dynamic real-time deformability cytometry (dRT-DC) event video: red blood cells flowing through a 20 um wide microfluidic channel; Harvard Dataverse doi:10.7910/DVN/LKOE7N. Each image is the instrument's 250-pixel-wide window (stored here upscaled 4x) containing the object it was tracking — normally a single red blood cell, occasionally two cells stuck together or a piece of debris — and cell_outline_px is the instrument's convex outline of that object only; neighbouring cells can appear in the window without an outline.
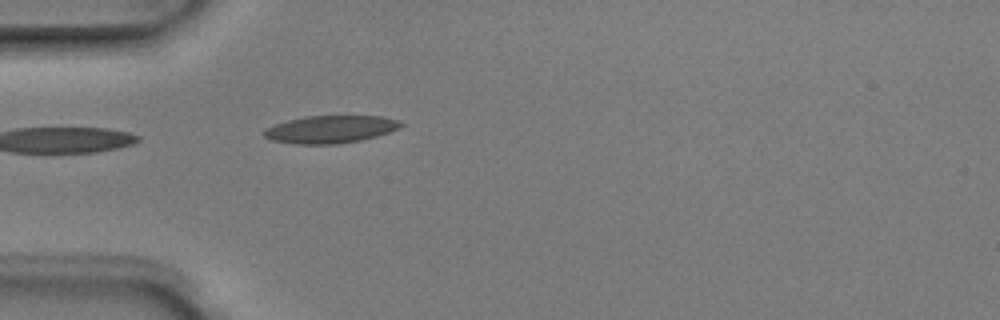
{"species": "Egyptian fruit bat (a non-hibernating species)", "species_latin": "Rousettus aegyptiacus", "temperature_condition": "room temperature", "stored_images_in_passage": 5, "camera_frame_rate_fps": 3000, "um_per_image_px": 0.085, "animal": {"sex": "male"}, "frame": {"image": 1, "passage_image": 5, "time_ms": 1.333, "image_size_px": [1000, 320], "cell_outline_px": [[404, 124], [400, 128], [376, 136], [360, 140], [336, 144], [292, 144], [272, 140], [264, 136], [264, 128], [288, 120], [304, 116], [380, 116], [400, 120]], "centroid_in_image_um": [28.09, 10.99], "position_along_channel_um": 56.9, "area_um2": 21.96}}